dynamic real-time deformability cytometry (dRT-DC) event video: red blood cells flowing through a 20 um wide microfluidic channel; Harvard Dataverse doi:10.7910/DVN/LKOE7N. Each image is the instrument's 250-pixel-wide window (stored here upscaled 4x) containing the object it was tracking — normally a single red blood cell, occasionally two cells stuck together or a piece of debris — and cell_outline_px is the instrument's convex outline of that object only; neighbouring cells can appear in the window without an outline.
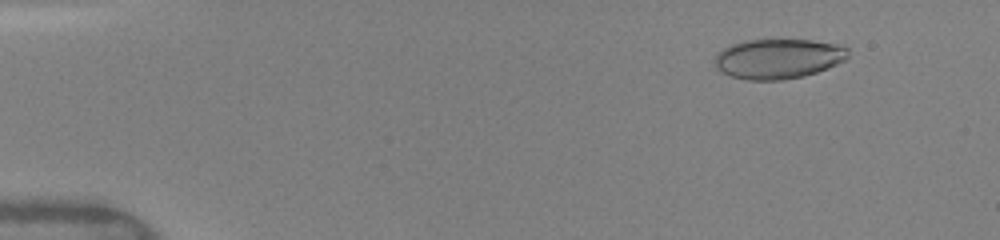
{"species": "human", "species_latin": "Homo sapiens", "temperature_condition": "warm", "stored_images_in_passage": 50, "camera_frame_rate_fps": 3000, "um_per_image_px": 0.085, "donor": {"sex": "female"}, "frame": {"image": 1, "passage_image": 6, "time_ms": 1.667, "image_size_px": [1000, 240], "cell_outline_px": [[848, 56], [844, 60], [828, 68], [804, 76], [780, 80], [748, 80], [732, 76], [720, 72], [716, 68], [716, 56], [724, 48], [732, 44], [748, 40], [812, 40], [840, 44], [848, 48]], "centroid_in_image_um": [66.17, 4.99], "position_along_channel_um": 18.8, "area_um2": 30.87}}
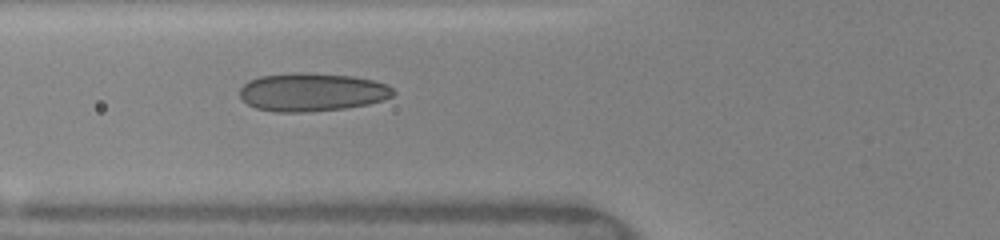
{"frame": {"image": 2, "passage_image": 20, "time_ms": 6.333, "image_size_px": [1000, 240], "cell_outline_px": [[396, 92], [392, 96], [384, 100], [368, 104], [344, 108], [304, 112], [276, 112], [256, 108], [248, 104], [240, 96], [240, 88], [248, 80], [260, 76], [296, 72], [300, 72], [352, 76], [372, 80], [388, 84]], "centroid_in_image_um": [26.52, 7.83], "position_along_channel_um": 99.3, "area_um2": 34.22}}
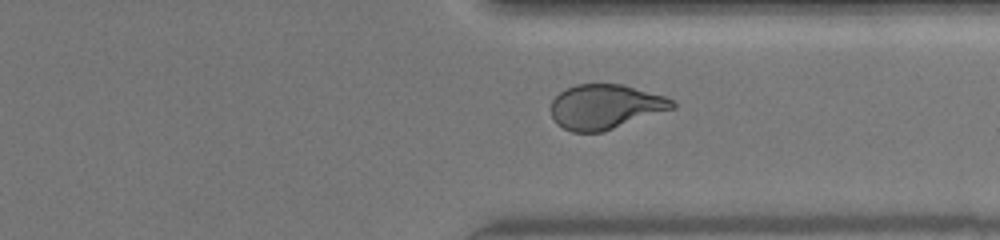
{"frame": {"image": 3, "passage_image": 39, "time_ms": 12.667, "image_size_px": [1000, 240], "cell_outline_px": [[676, 108], [600, 132], [572, 132], [556, 124], [552, 116], [552, 100], [560, 92], [576, 84], [624, 84], [668, 96], [676, 104]], "centroid_in_image_um": [51.48, 9.06], "position_along_channel_um": 359.9, "area_um2": 31.62}, "authors_computed_cell_mechanics": {"area_um2": 32.1368, "velocity_mm_per_s": 4.1058, "shape_relaxation_time_tau1_ms": 7.9643, "shape_relaxation_time_tau2_ms": 0.7368, "deformation_change_tau1": 0.2247, "deformation_change_tau2": 0.0672}}